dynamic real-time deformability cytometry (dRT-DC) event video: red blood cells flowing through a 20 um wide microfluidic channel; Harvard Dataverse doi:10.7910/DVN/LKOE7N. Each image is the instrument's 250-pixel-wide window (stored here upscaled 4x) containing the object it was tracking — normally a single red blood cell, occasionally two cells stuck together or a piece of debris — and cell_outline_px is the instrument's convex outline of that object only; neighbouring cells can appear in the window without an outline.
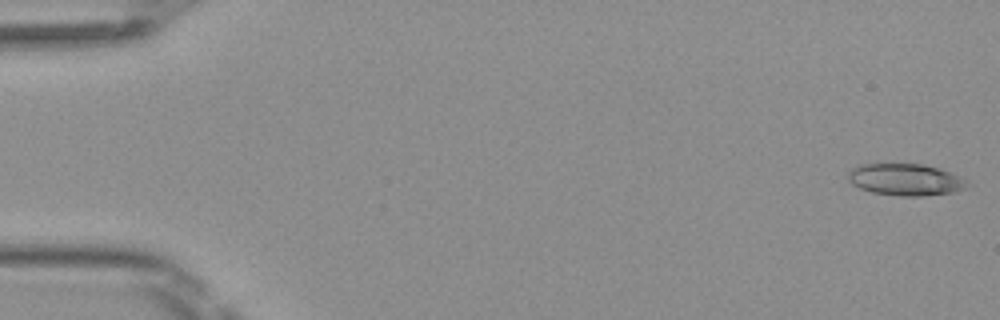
{"species": "Egyptian fruit bat (a non-hibernating species)", "species_latin": "Rousettus aegyptiacus", "temperature_condition": "room temperature", "stored_images_in_passage": 49, "camera_frame_rate_fps": 3000, "um_per_image_px": 0.085, "frame": {"image": 1, "passage_image": 1, "time_ms": 0.0, "image_size_px": [1000, 320], "cell_outline_px": [[944, 192], [880, 192], [864, 188], [860, 184], [860, 168], [876, 164], [912, 164], [932, 168], [940, 172], [944, 188]], "centroid_in_image_um": [76.59, 15.17], "position_along_channel_um": 8.4, "area_um2": 15.26}}
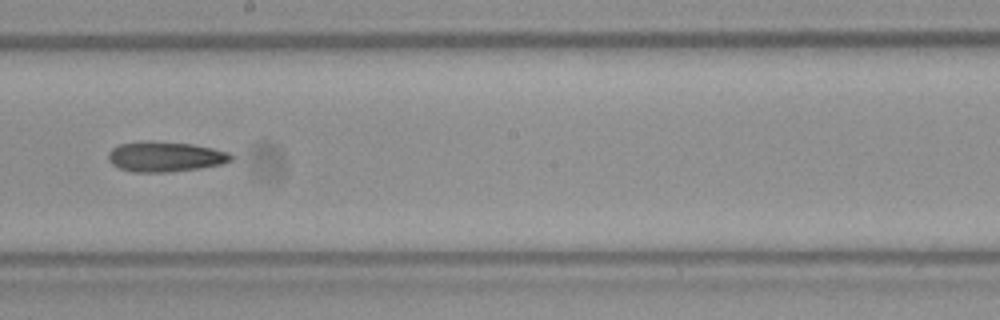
{"frame": {"image": 2, "passage_image": 28, "time_ms": 9.0, "image_size_px": [1000, 320], "cell_outline_px": [[228, 160], [212, 164], [188, 168], [124, 168], [116, 164], [112, 160], [112, 152], [116, 148], [124, 144], [184, 144], [208, 148], [220, 152], [228, 156]], "centroid_in_image_um": [14.05, 13.27], "position_along_channel_um": 234.2, "area_um2": 17.05}}
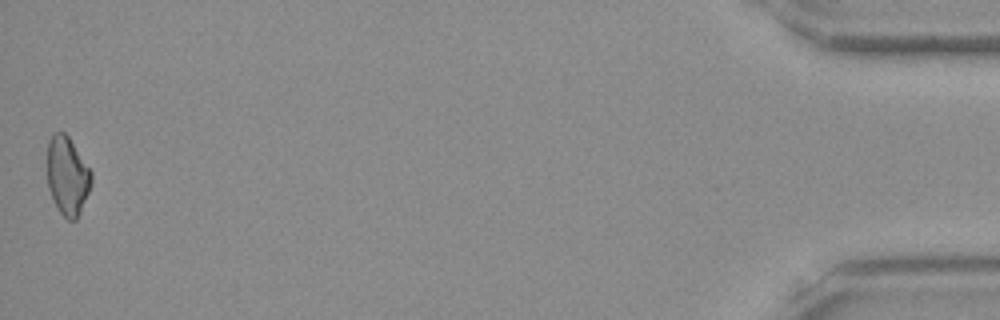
{"frame": {"image": 3, "passage_image": 49, "time_ms": 16.0, "image_size_px": [1000, 320], "cell_outline_px": [[88, 188], [76, 216], [72, 220], [64, 216], [56, 204], [48, 180], [48, 148], [52, 140], [64, 136], [72, 144], [88, 168]], "centroid_in_image_um": [5.69, 15.01], "position_along_channel_um": 429.5, "area_um2": 17.4}}